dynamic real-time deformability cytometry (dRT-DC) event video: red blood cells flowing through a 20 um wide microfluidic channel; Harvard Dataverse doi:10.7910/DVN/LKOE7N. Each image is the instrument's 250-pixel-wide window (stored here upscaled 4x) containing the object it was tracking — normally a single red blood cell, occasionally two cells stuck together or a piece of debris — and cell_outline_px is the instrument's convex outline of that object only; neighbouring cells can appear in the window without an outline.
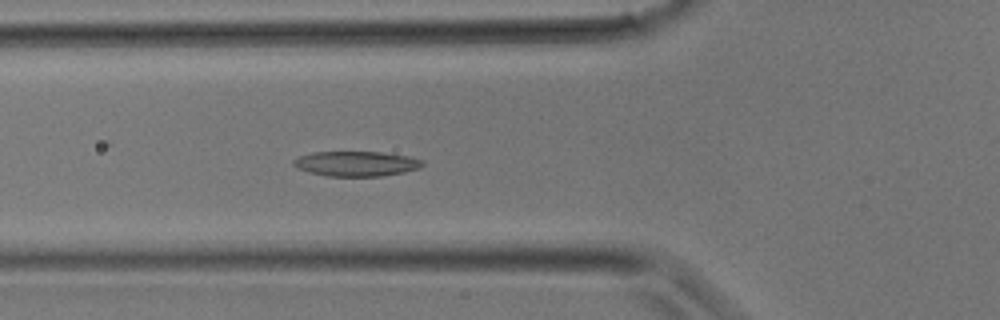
{"species": "common noctule bat (a hibernating species)", "species_latin": "Nyctalus noctula", "temperature_condition": "room temperature", "stored_images_in_passage": 28, "segment_of_instrument_passage": [1, 2], "camera_frame_rate_fps": 3000, "um_per_image_px": 0.085, "animal": {"sex": "male", "body_mass_g": 17.9}, "frame": {"image": 1, "passage_image": 5, "time_ms": 1.333, "image_size_px": [1000, 320], "cell_outline_px": [[424, 164], [420, 168], [404, 172], [380, 176], [328, 176], [308, 172], [296, 168], [292, 164], [292, 160], [300, 156], [312, 152], [380, 152], [412, 156], [424, 160]], "centroid_in_image_um": [30.3, 13.91], "position_along_channel_um": 95.5, "area_um2": 18.96}}
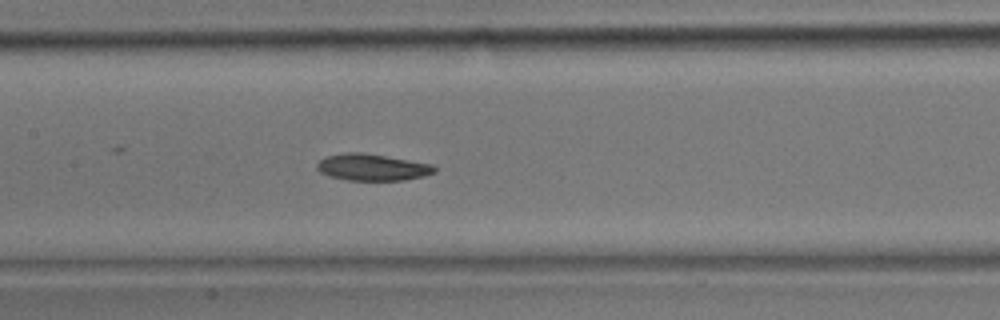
{"frame": {"image": 2, "passage_image": 9, "time_ms": 2.667, "image_size_px": [1000, 320], "cell_outline_px": [[436, 172], [424, 176], [404, 180], [348, 180], [332, 176], [320, 172], [316, 168], [316, 164], [324, 156], [344, 152], [364, 152], [432, 164], [436, 168]], "centroid_in_image_um": [31.63, 14.2], "position_along_channel_um": 175.8, "area_um2": 18.32}}
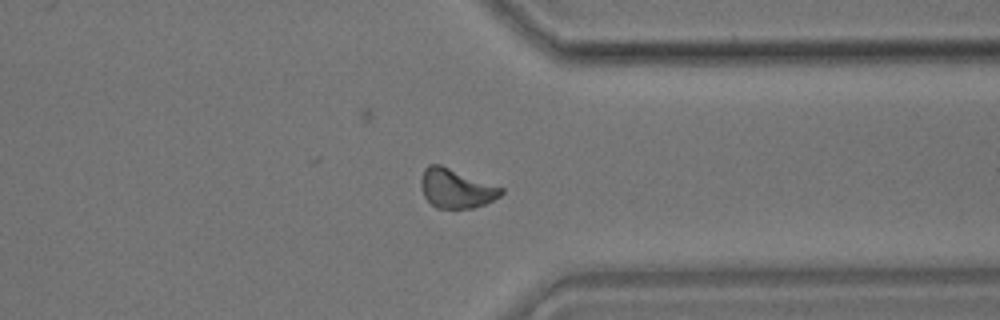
{"frame": {"image": 3, "passage_image": 19, "time_ms": 6.0, "image_size_px": [1000, 320], "cell_outline_px": [[504, 192], [500, 196], [484, 204], [472, 208], [436, 208], [424, 196], [420, 184], [420, 180], [424, 168], [428, 164], [440, 164], [504, 188]], "centroid_in_image_um": [38.76, 16.0], "position_along_channel_um": 372.6, "area_um2": 18.26}}